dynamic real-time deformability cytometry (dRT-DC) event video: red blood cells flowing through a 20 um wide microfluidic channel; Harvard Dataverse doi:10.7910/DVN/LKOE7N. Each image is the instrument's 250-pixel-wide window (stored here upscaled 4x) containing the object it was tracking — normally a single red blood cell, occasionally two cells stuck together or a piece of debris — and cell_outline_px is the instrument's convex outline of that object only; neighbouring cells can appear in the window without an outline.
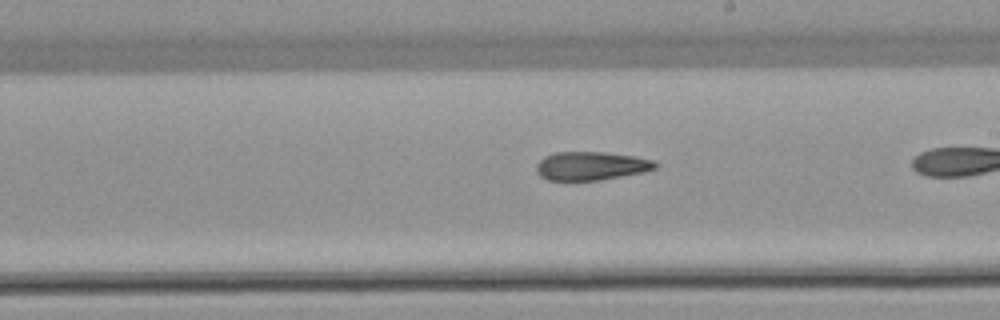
{"species": "common noctule bat (a hibernating species)", "species_latin": "Nyctalus noctula", "temperature_condition": "warm", "stored_images_in_passage": 36, "camera_frame_rate_fps": 3000, "um_per_image_px": 0.085, "animal": {"sex": "female", "body_mass_g": 22.7, "forearm_length_mm": 54.2}, "frame": {"image": 1, "passage_image": 26, "time_ms": 8.333, "image_size_px": [1000, 320], "cell_outline_px": [[656, 168], [644, 172], [600, 180], [548, 180], [540, 176], [536, 172], [536, 164], [544, 156], [556, 152], [604, 152], [632, 156], [652, 160], [656, 164]], "centroid_in_image_um": [50.2, 14.1], "position_along_channel_um": 238.8, "area_um2": 19.65}}